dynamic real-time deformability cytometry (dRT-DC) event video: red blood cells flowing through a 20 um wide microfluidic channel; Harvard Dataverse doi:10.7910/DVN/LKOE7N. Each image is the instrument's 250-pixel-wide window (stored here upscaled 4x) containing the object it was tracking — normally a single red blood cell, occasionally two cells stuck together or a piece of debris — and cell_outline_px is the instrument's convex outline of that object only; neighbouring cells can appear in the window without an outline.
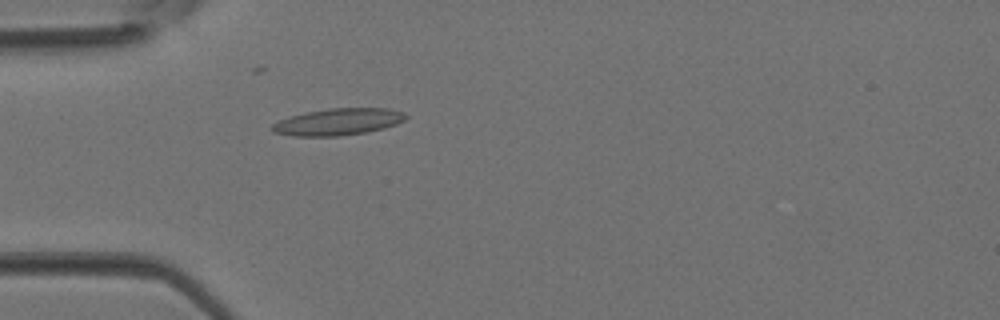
{"species": "Egyptian fruit bat (a non-hibernating species)", "species_latin": "Rousettus aegyptiacus", "temperature_condition": "room temperature", "stored_images_in_passage": 5, "camera_frame_rate_fps": 3000, "um_per_image_px": 0.085, "animal": {"sex": "female"}, "frame": {"image": 1, "passage_image": 5, "time_ms": 1.333, "image_size_px": [1000, 320], "cell_outline_px": [[408, 116], [404, 120], [396, 124], [384, 128], [364, 132], [340, 136], [292, 136], [272, 132], [268, 128], [272, 124], [280, 120], [292, 116], [308, 112], [328, 108], [388, 108], [404, 112]], "centroid_in_image_um": [28.72, 10.36], "position_along_channel_um": 56.3, "area_um2": 20.87}}